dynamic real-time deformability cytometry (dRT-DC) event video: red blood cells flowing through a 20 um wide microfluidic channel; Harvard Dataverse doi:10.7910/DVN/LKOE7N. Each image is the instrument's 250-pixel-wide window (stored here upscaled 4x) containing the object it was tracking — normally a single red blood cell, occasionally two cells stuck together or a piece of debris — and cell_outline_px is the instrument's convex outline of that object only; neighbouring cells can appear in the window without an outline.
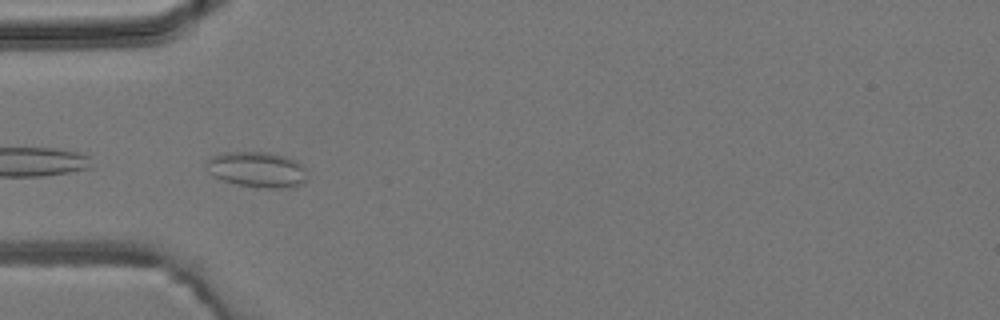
{"species": "common noctule bat (a hibernating species)", "species_latin": "Nyctalus noctula", "temperature_condition": "room temperature", "stored_images_in_passage": 7, "camera_frame_rate_fps": 3000, "um_per_image_px": 0.085, "animal": {"sex": "male", "body_mass_g": 19.2, "forearm_length_mm": 51.8}, "frame": {"image": 1, "passage_image": 3, "time_ms": 4.333, "image_size_px": [1000, 320], "cell_outline_px": [[308, 176], [304, 184], [296, 188], [268, 188], [236, 184], [212, 176], [208, 172], [204, 164], [204, 160], [212, 156], [224, 152], [268, 152], [284, 156], [296, 160], [304, 168]], "centroid_in_image_um": [21.85, 14.42], "position_along_channel_um": 63.1, "area_um2": 21.33}}
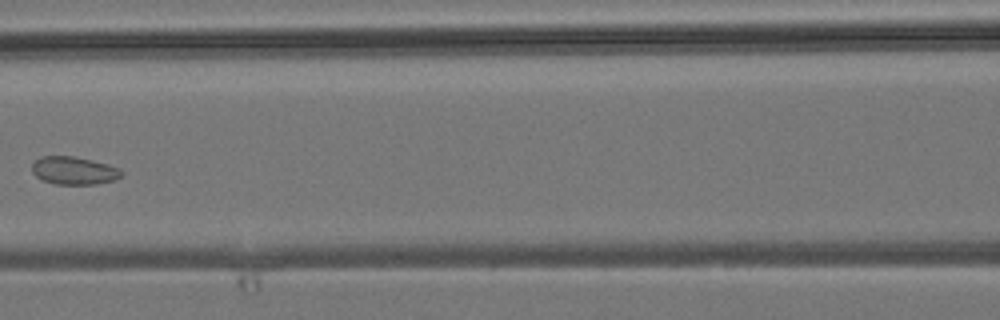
{"frame": {"image": 2, "passage_image": 5, "time_ms": 6.667, "image_size_px": [1000, 320], "cell_outline_px": [[124, 172], [120, 176], [112, 180], [96, 184], [56, 184], [44, 180], [36, 176], [32, 172], [32, 164], [40, 156], [72, 156], [92, 160], [108, 164], [120, 168]], "centroid_in_image_um": [6.28, 14.49], "position_along_channel_um": 160.3, "area_um2": 14.45}}
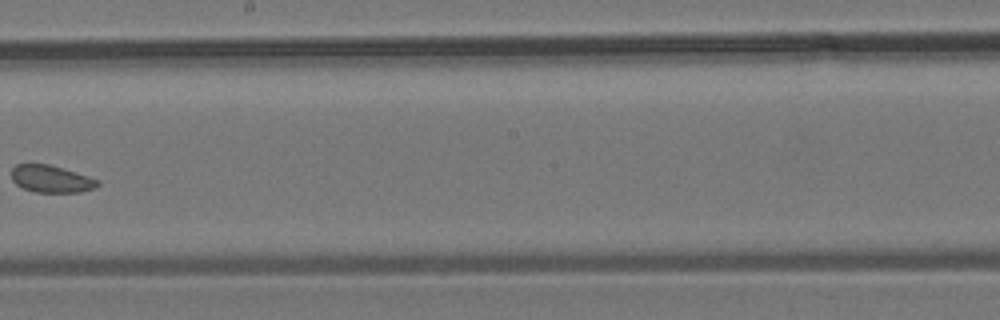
{"frame": {"image": 3, "passage_image": 7, "time_ms": 8.667, "image_size_px": [1000, 320], "cell_outline_px": [[100, 184], [96, 188], [80, 192], [36, 192], [24, 188], [16, 184], [12, 180], [12, 168], [16, 164], [48, 164], [76, 172], [100, 180]], "centroid_in_image_um": [4.38, 15.21], "position_along_channel_um": 243.8, "area_um2": 13.64}}